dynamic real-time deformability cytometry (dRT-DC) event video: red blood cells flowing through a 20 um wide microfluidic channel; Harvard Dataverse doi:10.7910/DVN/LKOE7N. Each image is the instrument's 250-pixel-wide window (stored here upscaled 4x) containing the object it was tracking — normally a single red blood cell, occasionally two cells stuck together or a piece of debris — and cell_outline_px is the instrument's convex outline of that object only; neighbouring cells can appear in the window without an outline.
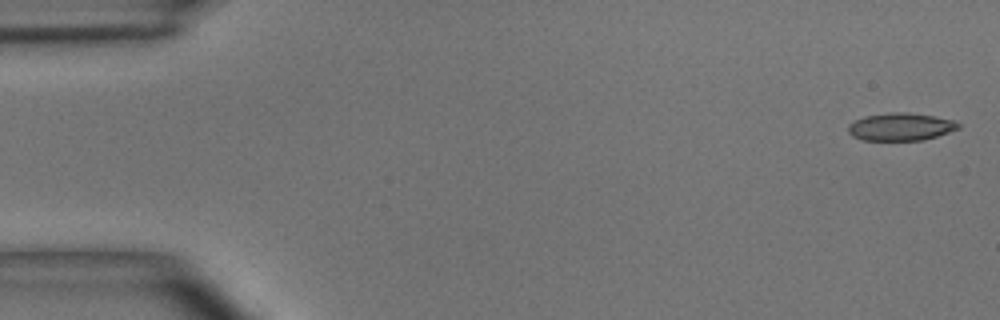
{"species": "common noctule bat (a hibernating species)", "species_latin": "Nyctalus noctula", "temperature_condition": "room temperature", "stored_images_in_passage": 48, "camera_frame_rate_fps": 3000, "um_per_image_px": 0.085, "animal": {"sex": "male", "body_mass_g": 15.6}, "frame": {"image": 1, "passage_image": 1, "time_ms": 0.0, "image_size_px": [1000, 320], "cell_outline_px": [[960, 128], [924, 140], [860, 140], [852, 136], [848, 132], [848, 124], [864, 116], [892, 112], [904, 112], [932, 116], [956, 120], [960, 124]], "centroid_in_image_um": [76.54, 10.78], "position_along_channel_um": 8.5, "area_um2": 17.74}}
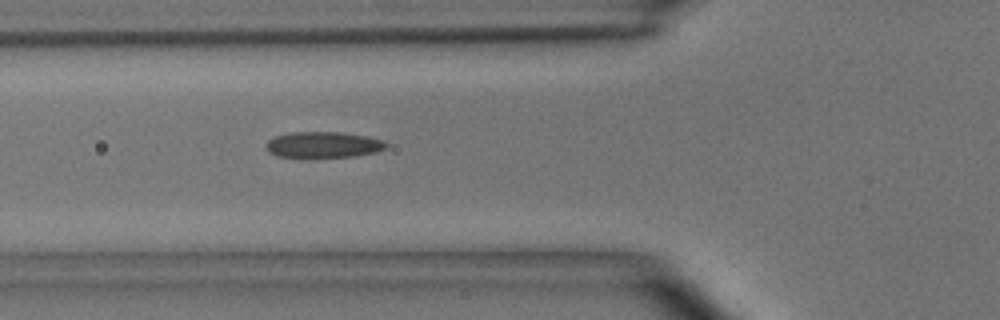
{"frame": {"image": 2, "passage_image": 17, "time_ms": 5.333, "image_size_px": [1000, 320], "cell_outline_px": [[388, 144], [384, 148], [376, 152], [356, 156], [312, 160], [276, 156], [268, 152], [268, 140], [272, 136], [292, 132], [340, 132], [368, 136], [384, 140]], "centroid_in_image_um": [27.46, 12.34], "position_along_channel_um": 98.3, "area_um2": 19.07}}
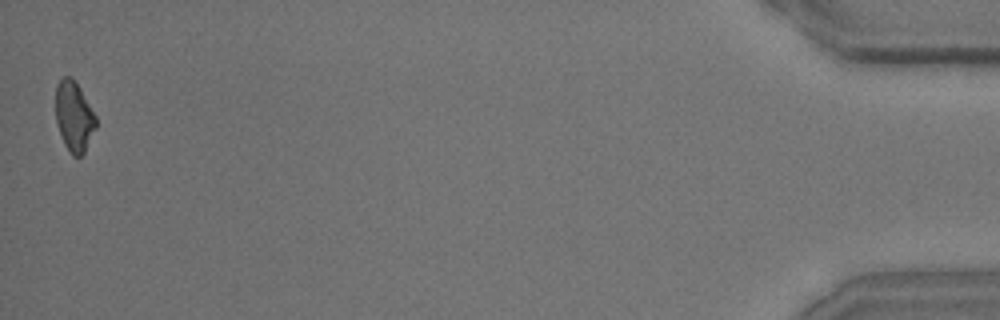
{"frame": {"image": 3, "passage_image": 48, "time_ms": 15.667, "image_size_px": [1000, 320], "cell_outline_px": [[96, 128], [84, 152], [80, 156], [72, 156], [68, 152], [64, 144], [56, 120], [56, 84], [64, 76], [72, 76], [80, 88], [96, 116]], "centroid_in_image_um": [6.29, 9.89], "position_along_channel_um": 428.9, "area_um2": 16.42}, "authors_computed_cell_mechanics": {"area_um2": 17.918, "velocity_mm_per_s": 4.0882, "shape_relaxation_time_tau1_ms": 9.2771, "shape_relaxation_time_tau2_ms": 3.5188, "deformation_change_tau1": 0.1894, "deformation_change_tau2": 0.1216}}